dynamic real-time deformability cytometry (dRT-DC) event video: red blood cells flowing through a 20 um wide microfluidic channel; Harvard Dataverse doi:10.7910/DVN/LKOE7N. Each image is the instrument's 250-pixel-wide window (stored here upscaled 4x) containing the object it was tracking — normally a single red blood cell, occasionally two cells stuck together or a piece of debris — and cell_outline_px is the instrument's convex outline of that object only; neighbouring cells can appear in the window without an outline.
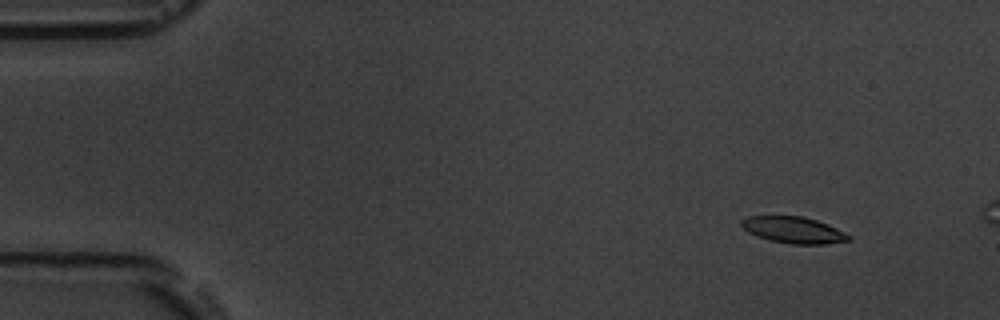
{"species": "common noctule bat (a hibernating species)", "species_latin": "Nyctalus noctula", "temperature_condition": "room temperature", "stored_images_in_passage": 3, "camera_frame_rate_fps": 3000, "um_per_image_px": 0.085, "animal": {"sex": "male", "body_mass_g": 19.5, "forearm_length_mm": 54.6}, "frame": {"image": 1, "passage_image": 1, "time_ms": 0.0, "image_size_px": [1000, 320], "cell_outline_px": [[852, 240], [824, 244], [788, 244], [772, 240], [748, 232], [740, 224], [740, 220], [748, 216], [800, 216], [816, 220], [828, 224], [852, 236]], "centroid_in_image_um": [67.48, 19.55], "position_along_channel_um": 17.5, "area_um2": 16.42}}